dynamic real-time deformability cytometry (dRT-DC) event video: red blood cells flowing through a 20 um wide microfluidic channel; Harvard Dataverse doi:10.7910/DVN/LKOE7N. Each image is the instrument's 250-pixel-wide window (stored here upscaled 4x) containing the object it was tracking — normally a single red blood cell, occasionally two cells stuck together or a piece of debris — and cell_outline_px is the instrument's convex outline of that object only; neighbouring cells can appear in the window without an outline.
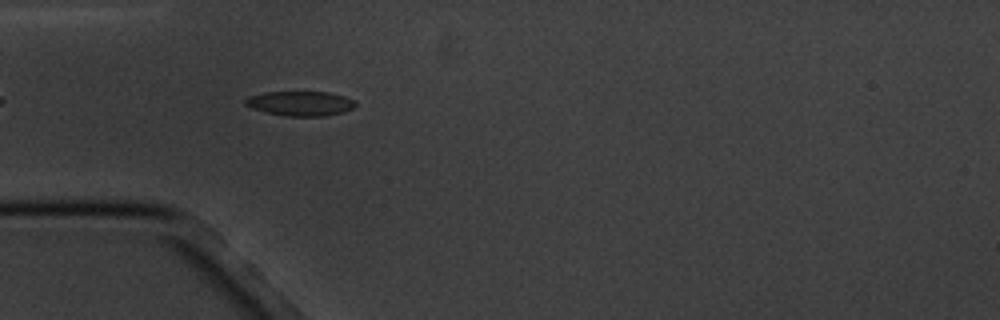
{"species": "common noctule bat (a hibernating species)", "species_latin": "Nyctalus noctula", "temperature_condition": "cold", "stored_images_in_passage": 5, "camera_frame_rate_fps": 3000, "um_per_image_px": 0.085, "animal": {"sex": "male", "body_mass_g": 20.1, "forearm_length_mm": 53.5}, "frame": {"image": 1, "passage_image": 5, "time_ms": 4.667, "image_size_px": [1000, 320], "cell_outline_px": [[356, 104], [352, 108], [344, 112], [324, 116], [284, 116], [264, 112], [252, 108], [244, 104], [244, 100], [248, 96], [264, 92], [328, 92], [344, 96], [356, 100]], "centroid_in_image_um": [25.51, 8.79], "position_along_channel_um": 59.5, "area_um2": 15.95}}